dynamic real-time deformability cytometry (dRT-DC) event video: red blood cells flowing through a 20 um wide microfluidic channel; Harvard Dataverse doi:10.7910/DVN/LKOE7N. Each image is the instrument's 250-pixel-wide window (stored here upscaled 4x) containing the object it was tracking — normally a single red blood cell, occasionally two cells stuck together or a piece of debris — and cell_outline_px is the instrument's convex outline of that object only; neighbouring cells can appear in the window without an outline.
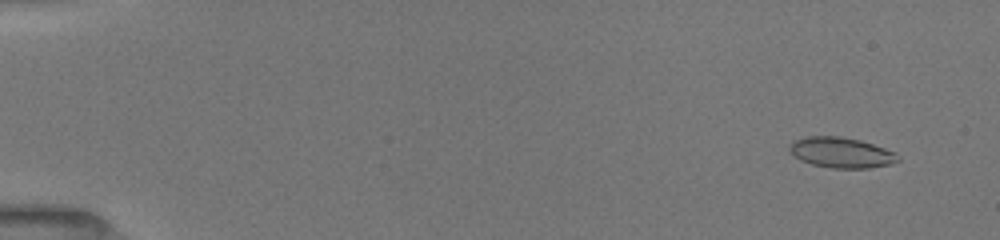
{"species": "common noctule bat (a hibernating species)", "species_latin": "Nyctalus noctula", "temperature_condition": "room temperature", "stored_images_in_passage": 52, "camera_frame_rate_fps": 3000, "um_per_image_px": 0.085, "animal": {"sex": "female", "body_mass_g": 19.5, "forearm_length_mm": 54.1}, "frame": {"image": 1, "passage_image": 4, "time_ms": 1.0, "image_size_px": [1000, 240], "cell_outline_px": [[900, 160], [892, 164], [868, 168], [832, 168], [812, 164], [800, 160], [788, 148], [788, 144], [796, 140], [808, 136], [840, 136], [860, 140], [896, 152], [900, 156]], "centroid_in_image_um": [71.54, 12.97], "position_along_channel_um": 13.5, "area_um2": 19.25}}
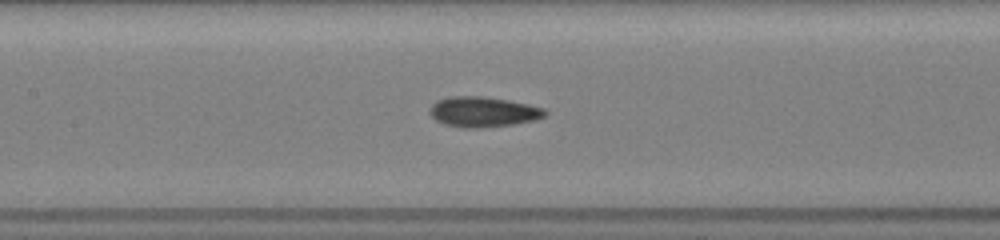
{"frame": {"image": 2, "passage_image": 26, "time_ms": 8.333, "image_size_px": [1000, 240], "cell_outline_px": [[548, 112], [544, 116], [536, 120], [512, 124], [480, 128], [464, 128], [444, 124], [436, 120], [428, 112], [432, 104], [436, 100], [448, 96], [484, 96], [508, 100], [528, 104], [544, 108]], "centroid_in_image_um": [41.04, 9.5], "position_along_channel_um": 166.4, "area_um2": 20.46}}
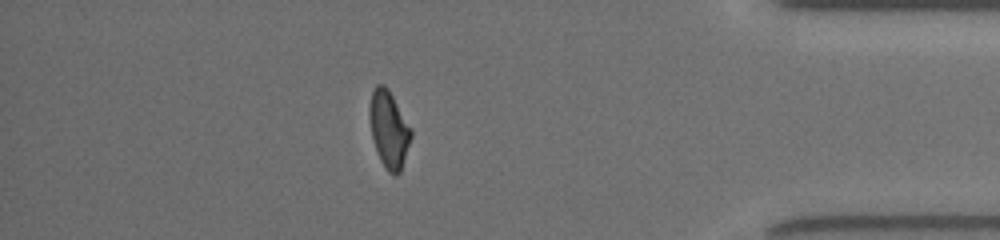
{"frame": {"image": 3, "passage_image": 46, "time_ms": 15.0, "image_size_px": [1000, 240], "cell_outline_px": [[412, 136], [400, 172], [396, 176], [388, 172], [380, 160], [372, 136], [368, 116], [368, 108], [372, 92], [376, 84], [384, 84], [388, 88], [412, 128]], "centroid_in_image_um": [33.05, 10.97], "position_along_channel_um": 402.1, "area_um2": 18.73}, "authors_computed_cell_mechanics": {"area_um2": 19.1029, "velocity_mm_per_s": 4.0275, "shape_relaxation_time_tau1_ms": 8.9751, "shape_relaxation_time_tau2_ms": 2.3711, "deformation_change_tau1": 0.2011, "deformation_change_tau2": 0.093}}